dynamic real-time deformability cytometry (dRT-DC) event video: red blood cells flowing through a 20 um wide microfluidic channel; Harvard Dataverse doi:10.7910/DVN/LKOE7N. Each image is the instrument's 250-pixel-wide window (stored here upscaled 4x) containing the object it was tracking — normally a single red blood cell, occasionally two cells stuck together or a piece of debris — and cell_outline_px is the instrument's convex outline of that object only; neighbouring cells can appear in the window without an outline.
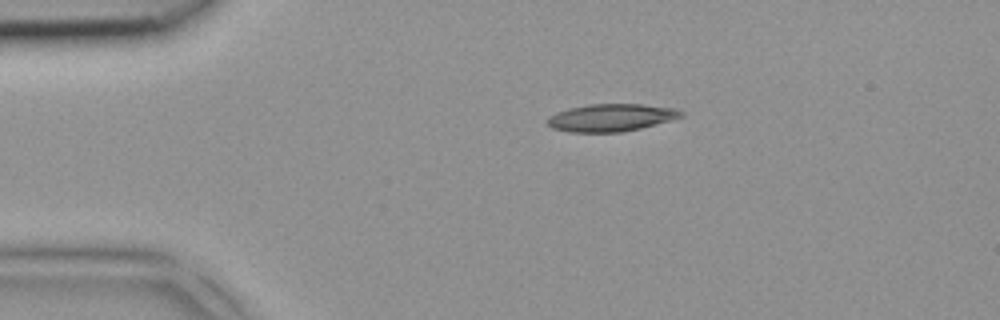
{"species": "common noctule bat (a hibernating species)", "species_latin": "Nyctalus noctula", "temperature_condition": "room temperature", "stored_images_in_passage": 4, "camera_frame_rate_fps": 3000, "um_per_image_px": 0.085, "animal": {"sex": "female", "body_mass_g": 18.4}, "frame": {"image": 1, "passage_image": 4, "time_ms": 1.0, "image_size_px": [1000, 320], "cell_outline_px": [[684, 116], [672, 120], [640, 128], [620, 132], [568, 132], [552, 128], [544, 120], [548, 116], [556, 112], [568, 108], [588, 104], [640, 104], [676, 108], [684, 112]], "centroid_in_image_um": [51.92, 9.99], "position_along_channel_um": 33.1, "area_um2": 21.62}}